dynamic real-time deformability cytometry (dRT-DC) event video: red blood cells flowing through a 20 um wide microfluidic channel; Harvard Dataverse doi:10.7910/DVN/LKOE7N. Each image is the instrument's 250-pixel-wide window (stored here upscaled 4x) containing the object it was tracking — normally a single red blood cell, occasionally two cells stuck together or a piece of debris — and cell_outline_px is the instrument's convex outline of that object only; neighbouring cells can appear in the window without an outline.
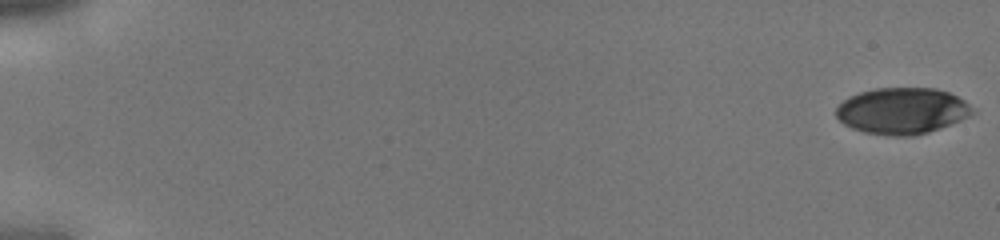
{"species": "human", "species_latin": "Homo sapiens", "temperature_condition": "cold", "stored_images_in_passage": 44, "camera_frame_rate_fps": 3000, "um_per_image_px": 0.085, "donor": {"sex": "male"}, "frame": {"image": 1, "passage_image": 1, "time_ms": 0.0, "image_size_px": [1000, 240], "cell_outline_px": [[976, 112], [960, 120], [940, 128], [928, 132], [912, 136], [888, 136], [864, 132], [852, 128], [844, 124], [836, 116], [836, 108], [848, 96], [860, 92], [876, 88], [936, 88], [948, 92], [964, 100]], "centroid_in_image_um": [76.67, 9.42], "position_along_channel_um": 8.3, "area_um2": 36.76}}
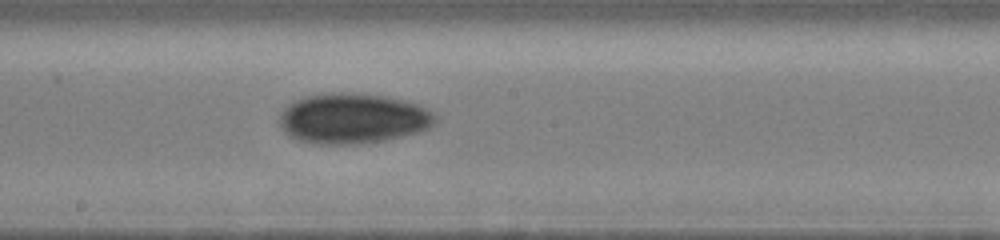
{"frame": {"image": 2, "passage_image": 26, "time_ms": 8.333, "image_size_px": [1000, 240], "cell_outline_px": [[436, 120], [428, 128], [416, 132], [384, 140], [356, 144], [316, 144], [300, 140], [284, 132], [280, 124], [280, 112], [292, 100], [304, 96], [332, 92], [340, 92], [388, 96], [420, 104], [436, 112]], "centroid_in_image_um": [29.99, 10.05], "position_along_channel_um": 218.2, "area_um2": 45.84}}
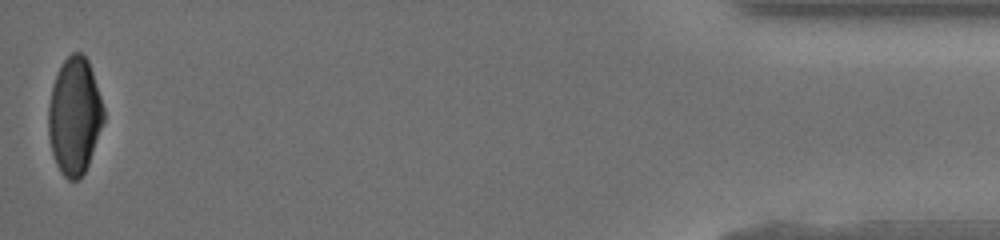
{"frame": {"image": 3, "passage_image": 44, "time_ms": 14.333, "image_size_px": [1000, 240], "cell_outline_px": [[104, 120], [88, 164], [80, 180], [68, 180], [60, 172], [56, 164], [52, 152], [48, 136], [48, 104], [52, 84], [64, 60], [72, 52], [80, 52], [88, 60], [104, 108]], "centroid_in_image_um": [6.31, 9.88], "position_along_channel_um": 428.9, "area_um2": 37.57}}